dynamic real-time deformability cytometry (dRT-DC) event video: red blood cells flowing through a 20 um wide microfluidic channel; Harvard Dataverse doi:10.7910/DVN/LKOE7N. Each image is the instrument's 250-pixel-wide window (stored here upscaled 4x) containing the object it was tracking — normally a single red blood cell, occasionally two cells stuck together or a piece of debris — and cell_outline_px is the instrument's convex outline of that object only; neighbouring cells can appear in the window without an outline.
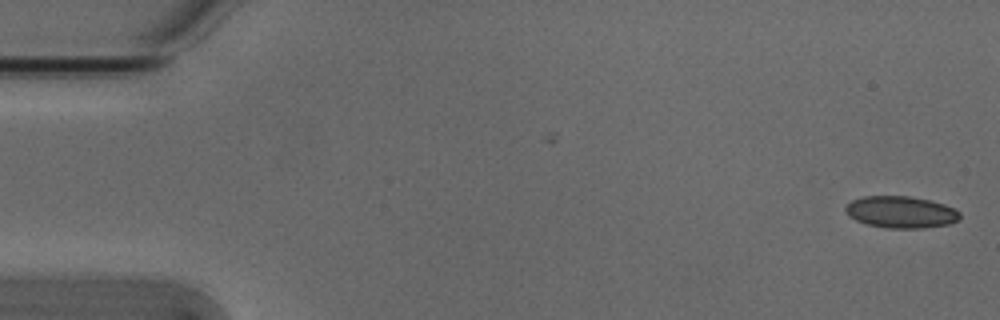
{"species": "Egyptian fruit bat (a non-hibernating species)", "species_latin": "Rousettus aegyptiacus", "temperature_condition": "cold", "stored_images_in_passage": 15, "camera_frame_rate_fps": 3000, "um_per_image_px": 0.085, "animal": {"sex": "male"}, "frame": {"image": 1, "passage_image": 1, "time_ms": 0.0, "image_size_px": [1000, 320], "cell_outline_px": [[960, 220], [948, 224], [924, 228], [888, 228], [868, 224], [856, 220], [848, 216], [844, 208], [852, 200], [864, 196], [908, 196], [928, 200], [944, 204], [956, 208], [960, 212]], "centroid_in_image_um": [76.6, 18.03], "position_along_channel_um": 8.4, "area_um2": 21.21}}
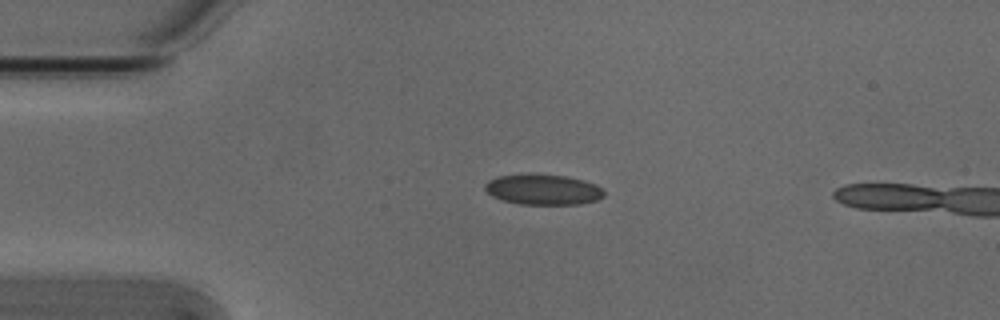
{"frame": {"image": 2, "passage_image": 12, "time_ms": 3.667, "image_size_px": [1000, 320], "cell_outline_px": [[604, 196], [596, 200], [580, 204], [520, 204], [504, 200], [492, 196], [484, 188], [484, 184], [488, 180], [500, 176], [524, 172], [528, 172], [568, 176], [584, 180], [596, 184], [604, 188]], "centroid_in_image_um": [46.17, 16.08], "position_along_channel_um": 38.8, "area_um2": 21.62}}